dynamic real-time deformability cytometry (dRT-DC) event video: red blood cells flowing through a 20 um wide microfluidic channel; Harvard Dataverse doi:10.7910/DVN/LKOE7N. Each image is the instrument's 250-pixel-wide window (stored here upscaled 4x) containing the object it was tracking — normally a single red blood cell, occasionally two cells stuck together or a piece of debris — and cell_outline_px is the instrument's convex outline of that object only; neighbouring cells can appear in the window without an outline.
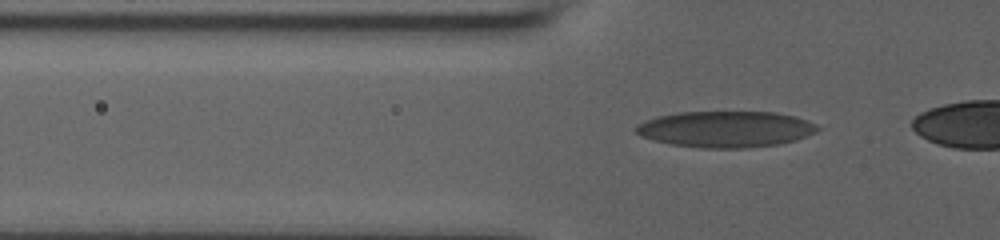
{"species": "human", "species_latin": "Homo sapiens", "temperature_condition": "room temperature", "stored_images_in_passage": 34, "camera_frame_rate_fps": 3000, "um_per_image_px": 0.085, "donor": {"sex": "male"}, "frame": {"image": 1, "passage_image": 4, "time_ms": 1.0, "image_size_px": [1000, 240], "cell_outline_px": [[820, 128], [816, 132], [796, 140], [780, 144], [744, 148], [700, 148], [672, 144], [652, 140], [640, 136], [636, 132], [636, 124], [660, 116], [680, 112], [776, 112], [796, 116], [808, 120], [816, 124]], "centroid_in_image_um": [61.72, 10.98], "position_along_channel_um": 64.1, "area_um2": 38.38}}
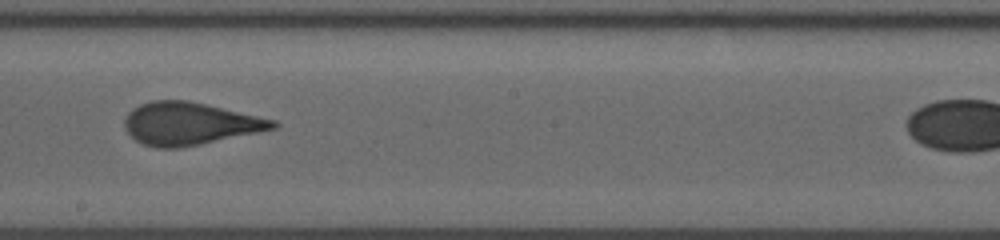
{"frame": {"image": 2, "passage_image": 18, "time_ms": 5.667, "image_size_px": [1000, 240], "cell_outline_px": [[280, 124], [276, 128], [200, 144], [180, 148], [156, 148], [144, 144], [136, 140], [124, 128], [124, 120], [128, 112], [132, 108], [140, 104], [152, 100], [188, 100], [276, 120]], "centroid_in_image_um": [16.1, 10.5], "position_along_channel_um": 232.1, "area_um2": 36.59}}
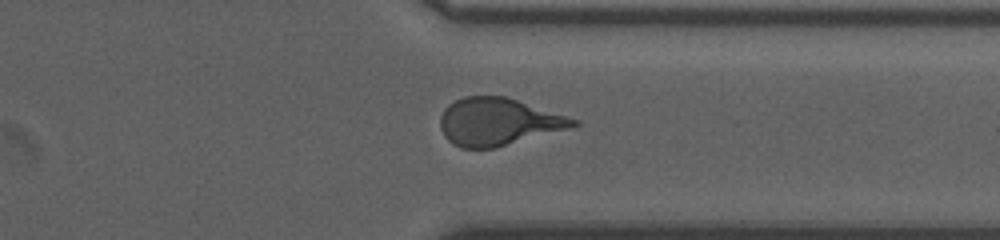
{"frame": {"image": 3, "passage_image": 29, "time_ms": 9.333, "image_size_px": [1000, 240], "cell_outline_px": [[580, 124], [568, 128], [496, 148], [460, 148], [452, 144], [444, 136], [440, 128], [440, 116], [444, 108], [448, 104], [464, 96], [504, 96], [580, 120]], "centroid_in_image_um": [42.31, 10.35], "position_along_channel_um": 369.1, "area_um2": 36.65}}